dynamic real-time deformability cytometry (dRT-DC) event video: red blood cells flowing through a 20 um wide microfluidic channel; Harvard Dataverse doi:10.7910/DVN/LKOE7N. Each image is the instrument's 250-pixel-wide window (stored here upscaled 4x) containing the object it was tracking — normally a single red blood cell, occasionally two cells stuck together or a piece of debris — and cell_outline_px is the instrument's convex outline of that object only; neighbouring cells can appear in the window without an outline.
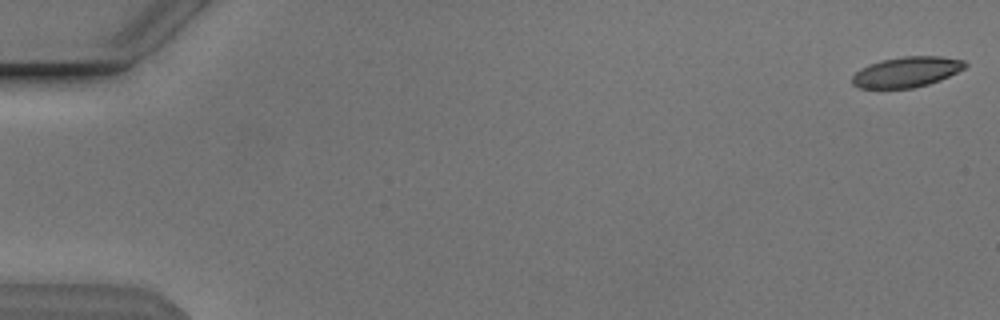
{"species": "Egyptian fruit bat (a non-hibernating species)", "species_latin": "Rousettus aegyptiacus", "temperature_condition": "cold", "stored_images_in_passage": 47, "camera_frame_rate_fps": 3000, "um_per_image_px": 0.085, "animal": {"sex": "male"}, "frame": {"image": 1, "passage_image": 1, "time_ms": 0.0, "image_size_px": [1000, 320], "cell_outline_px": [[968, 64], [964, 68], [940, 80], [928, 84], [912, 88], [860, 88], [852, 84], [852, 76], [860, 68], [868, 64], [880, 60], [904, 56], [940, 56], [964, 60]], "centroid_in_image_um": [77.04, 6.11], "position_along_channel_um": 8.0, "area_um2": 20.0}}
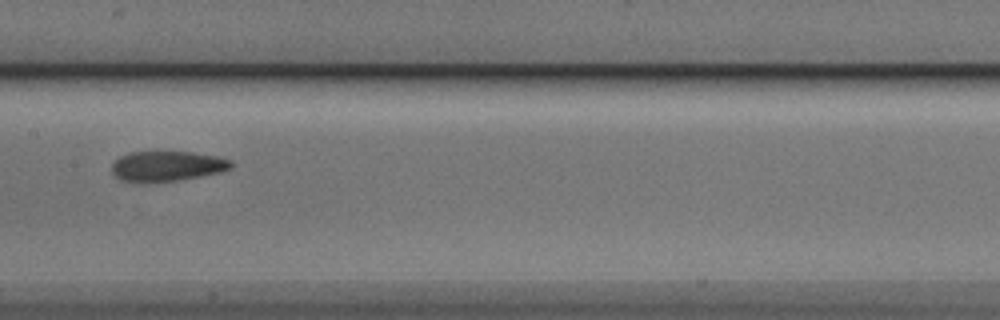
{"frame": {"image": 2, "passage_image": 28, "time_ms": 9.0, "image_size_px": [1000, 320], "cell_outline_px": [[232, 168], [220, 172], [200, 176], [176, 180], [140, 184], [120, 180], [112, 172], [112, 164], [120, 156], [128, 152], [192, 152], [216, 156], [232, 160]], "centroid_in_image_um": [14.16, 14.13], "position_along_channel_um": 193.2, "area_um2": 21.15}}
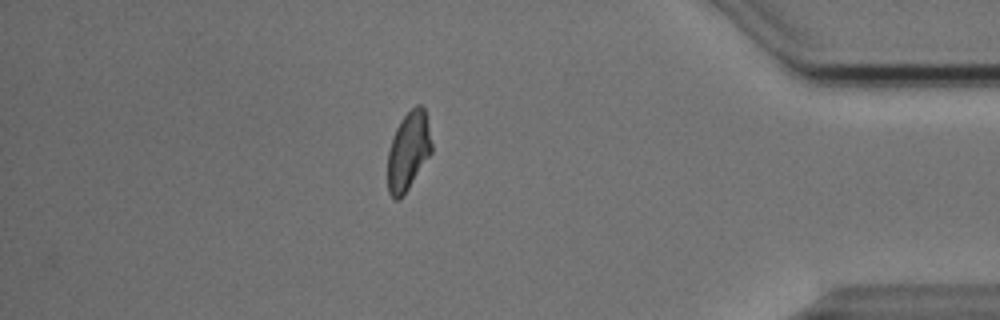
{"frame": {"image": 3, "passage_image": 47, "time_ms": 15.333, "image_size_px": [1000, 320], "cell_outline_px": [[432, 152], [408, 188], [396, 200], [388, 192], [388, 152], [396, 128], [400, 120], [416, 104], [420, 104], [424, 108], [428, 124], [432, 144]], "centroid_in_image_um": [34.72, 12.8], "position_along_channel_um": 400.5, "area_um2": 19.71}, "authors_computed_cell_mechanics": {"area_um2": 21.097, "velocity_mm_per_s": 3.8423, "shape_relaxation_time_tau1_ms": 6.4977, "shape_relaxation_time_tau2_ms": 2.3264, "deformation_change_tau1": 0.1601, "deformation_change_tau2": 0.0754}}